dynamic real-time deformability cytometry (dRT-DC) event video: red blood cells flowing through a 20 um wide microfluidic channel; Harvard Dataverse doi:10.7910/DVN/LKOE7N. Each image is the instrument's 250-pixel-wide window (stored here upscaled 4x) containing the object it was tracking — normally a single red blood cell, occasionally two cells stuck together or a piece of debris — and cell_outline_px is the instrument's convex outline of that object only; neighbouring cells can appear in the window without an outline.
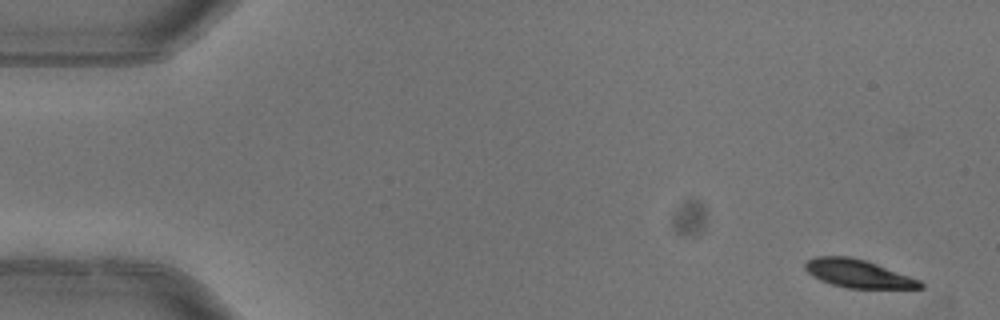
{"species": "common noctule bat (a hibernating species)", "species_latin": "Nyctalus noctula", "temperature_condition": "warm", "stored_images_in_passage": 5, "camera_frame_rate_fps": 3000, "um_per_image_px": 0.085, "animal": {"sex": "female"}, "frame": {"image": 1, "passage_image": 1, "time_ms": 0.0, "image_size_px": [1000, 320], "cell_outline_px": [[924, 288], [844, 288], [820, 280], [812, 276], [804, 268], [804, 264], [808, 260], [816, 256], [848, 256], [864, 260], [876, 264], [920, 280], [924, 284]], "centroid_in_image_um": [72.91, 23.26], "position_along_channel_um": 12.1, "area_um2": 18.67}}
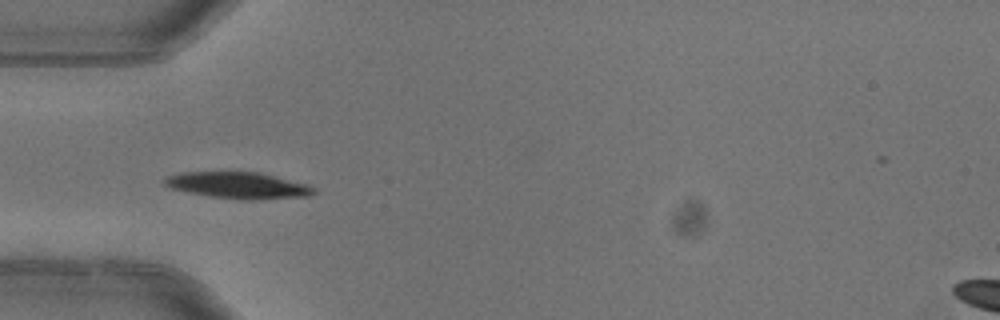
{"frame": {"image": 2, "passage_image": 5, "time_ms": 1.333, "image_size_px": [1000, 320], "cell_outline_px": [[316, 192], [308, 196], [256, 200], [240, 200], [208, 196], [168, 188], [164, 184], [164, 180], [168, 176], [184, 172], [256, 172], [308, 184], [316, 188]], "centroid_in_image_um": [20.25, 15.77], "position_along_channel_um": 64.7, "area_um2": 23.0}}